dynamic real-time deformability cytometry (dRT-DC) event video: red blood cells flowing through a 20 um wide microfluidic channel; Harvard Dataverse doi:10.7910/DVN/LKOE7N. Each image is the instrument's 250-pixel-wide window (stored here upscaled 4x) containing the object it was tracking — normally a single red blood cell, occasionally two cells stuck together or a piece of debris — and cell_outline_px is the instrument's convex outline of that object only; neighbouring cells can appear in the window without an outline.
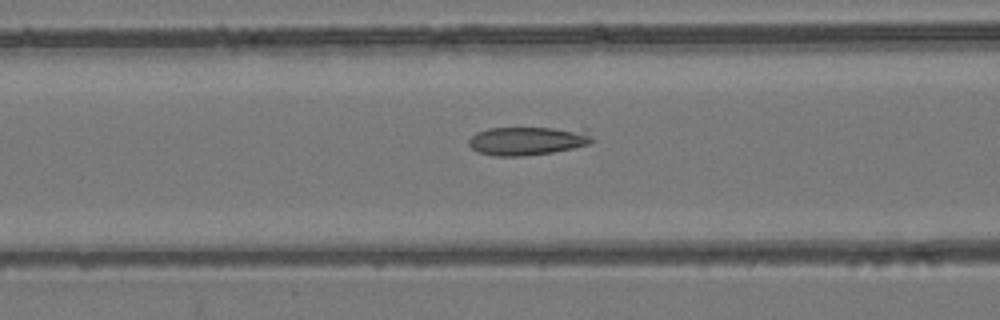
{"species": "common noctule bat (a hibernating species)", "species_latin": "Nyctalus noctula", "temperature_condition": "room temperature", "stored_images_in_passage": 15, "camera_frame_rate_fps": 3000, "um_per_image_px": 0.085, "animal": {"sex": "female", "body_mass_g": 24.6, "forearm_length_mm": 56.2}, "frame": {"image": 1, "passage_image": 8, "time_ms": 2.333, "image_size_px": [1000, 320], "cell_outline_px": [[592, 144], [552, 152], [524, 156], [496, 156], [476, 152], [468, 144], [468, 140], [476, 132], [488, 128], [588, 128], [592, 136]], "centroid_in_image_um": [44.89, 11.96], "position_along_channel_um": 121.7, "area_um2": 20.87}}
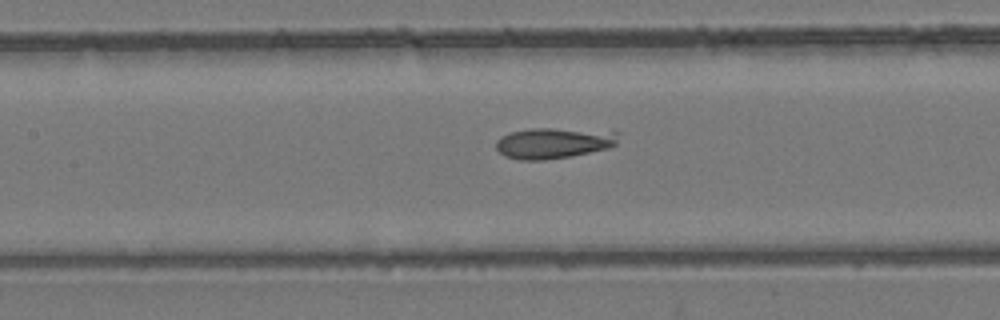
{"frame": {"image": 2, "passage_image": 11, "time_ms": 3.333, "image_size_px": [1000, 320], "cell_outline_px": [[620, 132], [616, 144], [608, 148], [572, 156], [544, 160], [520, 160], [504, 156], [496, 148], [496, 140], [500, 136], [512, 132], [528, 128], [552, 128]], "centroid_in_image_um": [47.03, 12.16], "position_along_channel_um": 160.4, "area_um2": 22.02}}
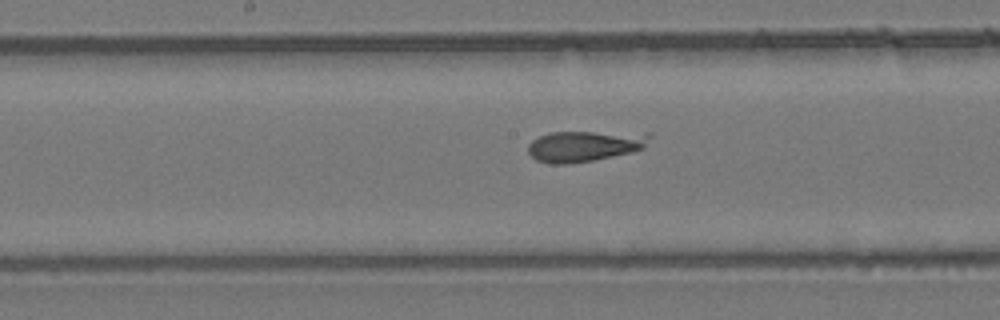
{"frame": {"image": 3, "passage_image": 14, "time_ms": 4.333, "image_size_px": [1000, 320], "cell_outline_px": [[652, 136], [644, 148], [632, 152], [592, 160], [568, 164], [552, 164], [536, 160], [528, 152], [528, 144], [532, 140], [540, 136], [552, 132], [652, 132]], "centroid_in_image_um": [49.74, 12.4], "position_along_channel_um": 198.5, "area_um2": 22.02}}